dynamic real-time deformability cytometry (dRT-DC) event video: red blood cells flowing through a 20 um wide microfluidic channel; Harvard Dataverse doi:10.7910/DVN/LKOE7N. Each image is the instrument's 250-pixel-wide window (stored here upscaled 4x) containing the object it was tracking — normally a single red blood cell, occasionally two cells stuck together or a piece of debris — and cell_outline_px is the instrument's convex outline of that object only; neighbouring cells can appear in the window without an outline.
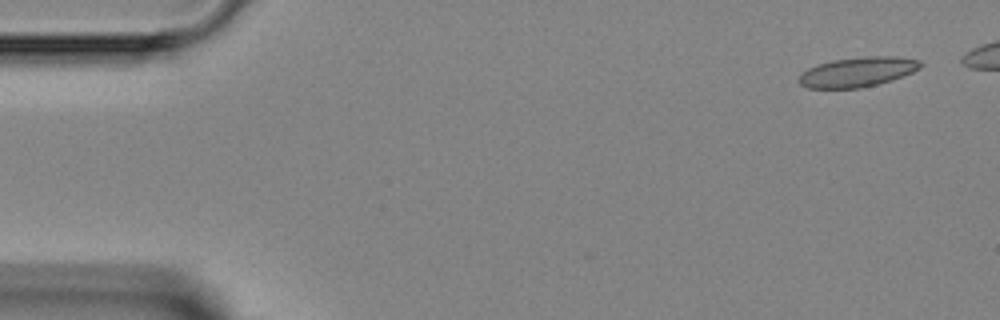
{"species": "Egyptian fruit bat (a non-hibernating species)", "species_latin": "Rousettus aegyptiacus", "temperature_condition": "room temperature", "stored_images_in_passage": 3, "camera_frame_rate_fps": 3000, "um_per_image_px": 0.085, "animal": {"sex": "female"}, "frame": {"image": 1, "passage_image": 1, "time_ms": 0.0, "image_size_px": [1000, 320], "cell_outline_px": [[924, 64], [920, 68], [912, 72], [892, 80], [860, 88], [808, 88], [800, 84], [796, 80], [808, 68], [816, 64], [832, 60], [864, 56], [896, 56], [920, 60]], "centroid_in_image_um": [72.9, 6.1], "position_along_channel_um": 12.1, "area_um2": 21.15}}